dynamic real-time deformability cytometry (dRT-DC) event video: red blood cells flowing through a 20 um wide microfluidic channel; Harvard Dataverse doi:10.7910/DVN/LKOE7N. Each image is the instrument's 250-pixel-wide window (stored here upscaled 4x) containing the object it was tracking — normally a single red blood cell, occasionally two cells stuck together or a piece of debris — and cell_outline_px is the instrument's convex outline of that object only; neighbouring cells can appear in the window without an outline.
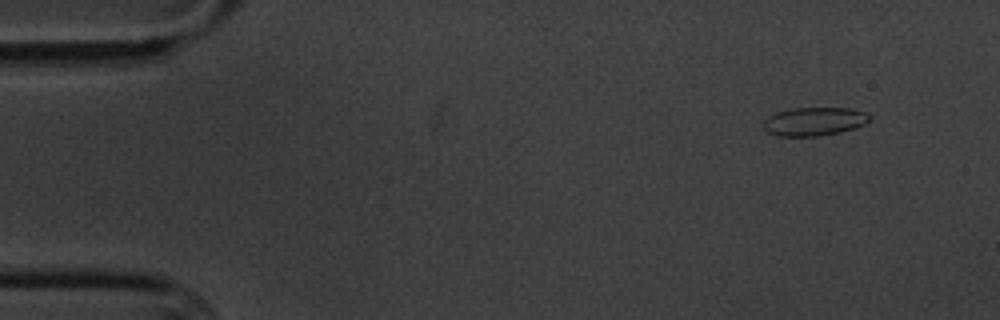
{"species": "common noctule bat (a hibernating species)", "species_latin": "Nyctalus noctula", "temperature_condition": "cold", "stored_images_in_passage": 12, "camera_frame_rate_fps": 3000, "um_per_image_px": 0.085, "animal": {"sex": "male", "body_mass_g": 20.1, "forearm_length_mm": 53.5}, "frame": {"image": 1, "passage_image": 2, "time_ms": 1.333, "image_size_px": [1000, 320], "cell_outline_px": [[868, 120], [864, 124], [840, 132], [820, 136], [776, 136], [768, 132], [764, 128], [764, 120], [768, 116], [776, 112], [792, 108], [852, 108], [864, 112], [868, 116]], "centroid_in_image_um": [69.15, 10.32], "position_along_channel_um": 15.8, "area_um2": 17.46}}
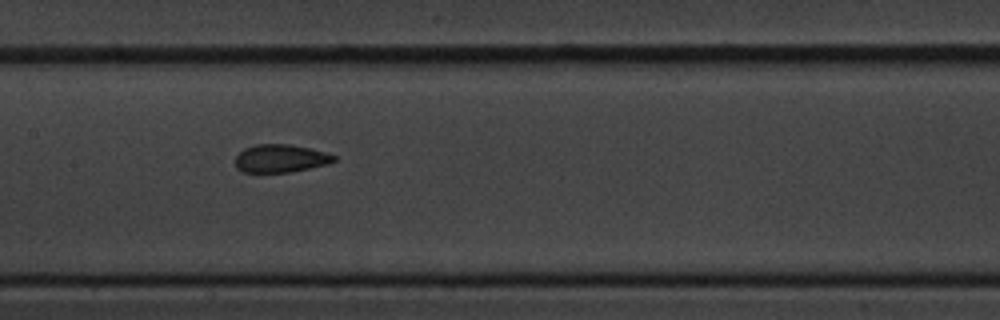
{"frame": {"image": 2, "passage_image": 8, "time_ms": 9.0, "image_size_px": [1000, 320], "cell_outline_px": [[336, 160], [328, 164], [288, 172], [244, 172], [236, 168], [236, 156], [244, 148], [256, 144], [288, 144], [308, 148], [324, 152], [336, 156]], "centroid_in_image_um": [23.83, 13.46], "position_along_channel_um": 183.6, "area_um2": 15.9}}
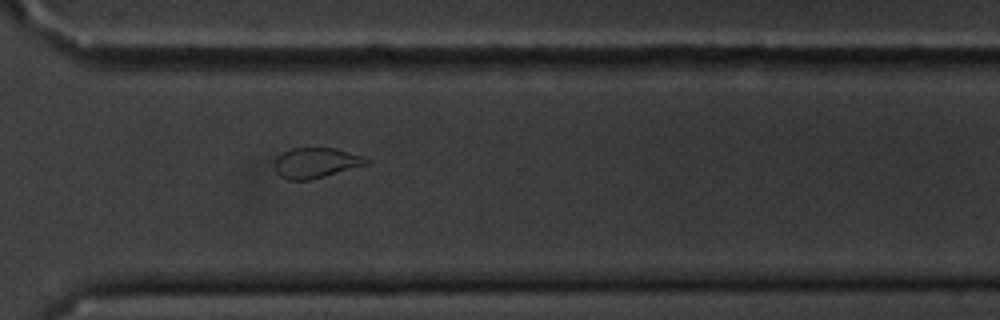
{"frame": {"image": 3, "passage_image": 12, "time_ms": 13.667, "image_size_px": [1000, 320], "cell_outline_px": [[368, 164], [312, 180], [288, 180], [280, 176], [276, 172], [276, 156], [292, 148], [336, 148], [360, 156], [368, 160]], "centroid_in_image_um": [26.82, 13.85], "position_along_channel_um": 343.8, "area_um2": 16.01}}